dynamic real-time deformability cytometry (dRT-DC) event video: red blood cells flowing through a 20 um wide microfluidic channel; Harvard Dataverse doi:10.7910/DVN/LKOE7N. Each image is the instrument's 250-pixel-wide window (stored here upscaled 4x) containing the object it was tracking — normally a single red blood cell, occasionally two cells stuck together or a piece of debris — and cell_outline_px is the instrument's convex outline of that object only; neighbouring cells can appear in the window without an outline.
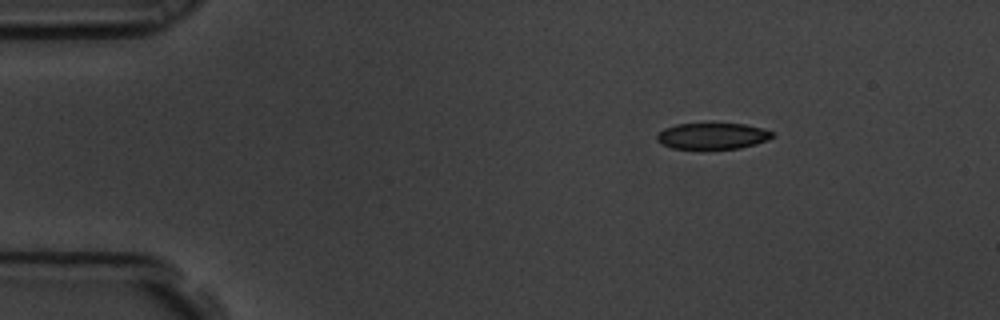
{"species": "common noctule bat (a hibernating species)", "species_latin": "Nyctalus noctula", "temperature_condition": "room temperature", "stored_images_in_passage": 4, "segment_of_instrument_passage": [1, 2], "camera_frame_rate_fps": 3000, "um_per_image_px": 0.085, "animal": {"sex": "male", "body_mass_g": 19.5, "forearm_length_mm": 54.6}, "frame": {"image": 1, "passage_image": 1, "time_ms": 0.0, "image_size_px": [1000, 320], "cell_outline_px": [[772, 136], [768, 140], [756, 144], [740, 148], [672, 148], [660, 144], [656, 140], [656, 136], [664, 128], [676, 124], [744, 124], [764, 128], [772, 132]], "centroid_in_image_um": [60.55, 11.56], "position_along_channel_um": 24.5, "area_um2": 17.46}}